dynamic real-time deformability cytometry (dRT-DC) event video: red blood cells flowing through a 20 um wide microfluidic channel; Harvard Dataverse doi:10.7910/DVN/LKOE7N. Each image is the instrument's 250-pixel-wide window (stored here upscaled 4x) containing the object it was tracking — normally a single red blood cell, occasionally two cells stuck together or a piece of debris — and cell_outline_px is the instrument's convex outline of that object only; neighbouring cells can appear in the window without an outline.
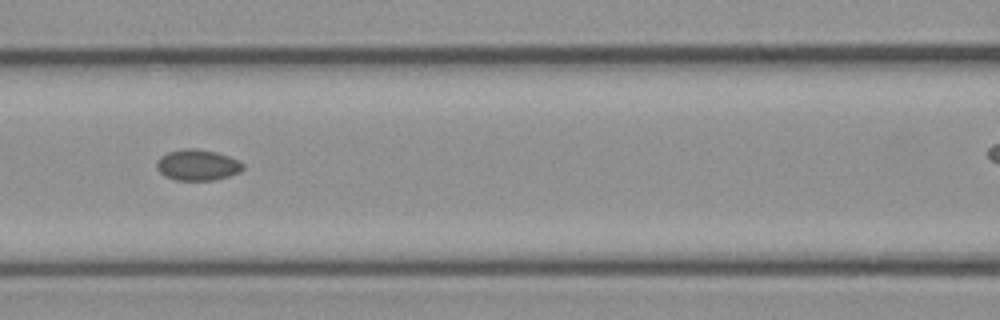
{"species": "common noctule bat (a hibernating species)", "species_latin": "Nyctalus noctula", "temperature_condition": "cold", "stored_images_in_passage": 9, "camera_frame_rate_fps": 3000, "um_per_image_px": 0.085, "animal": {"sex": "female", "body_mass_g": 21.9}, "frame": {"image": 1, "passage_image": 6, "time_ms": 1.667, "image_size_px": [1000, 320], "cell_outline_px": [[244, 168], [240, 172], [216, 180], [176, 180], [164, 176], [156, 168], [156, 160], [160, 156], [168, 152], [184, 148], [196, 148], [216, 152], [228, 156], [244, 164]], "centroid_in_image_um": [16.76, 14.02], "position_along_channel_um": 149.8, "area_um2": 15.66}}
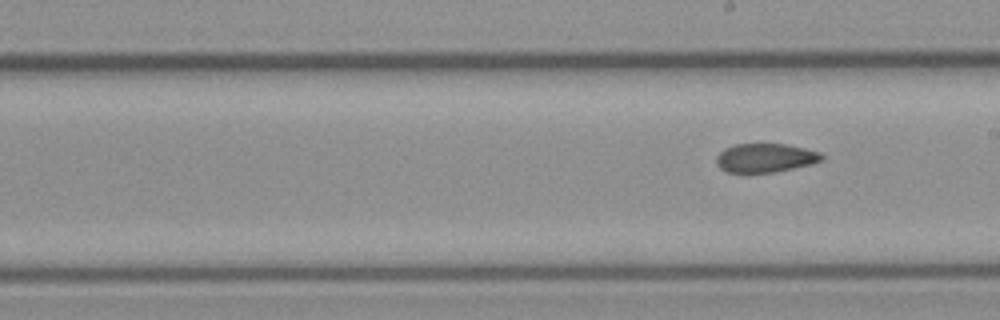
{"frame": {"image": 2, "passage_image": 9, "time_ms": 2.667, "image_size_px": [1000, 320], "cell_outline_px": [[824, 160], [812, 164], [776, 172], [748, 176], [728, 172], [720, 168], [716, 164], [716, 156], [724, 148], [736, 144], [784, 144], [804, 148], [820, 152], [824, 156]], "centroid_in_image_um": [65.02, 13.47], "position_along_channel_um": 224.0, "area_um2": 18.44}}